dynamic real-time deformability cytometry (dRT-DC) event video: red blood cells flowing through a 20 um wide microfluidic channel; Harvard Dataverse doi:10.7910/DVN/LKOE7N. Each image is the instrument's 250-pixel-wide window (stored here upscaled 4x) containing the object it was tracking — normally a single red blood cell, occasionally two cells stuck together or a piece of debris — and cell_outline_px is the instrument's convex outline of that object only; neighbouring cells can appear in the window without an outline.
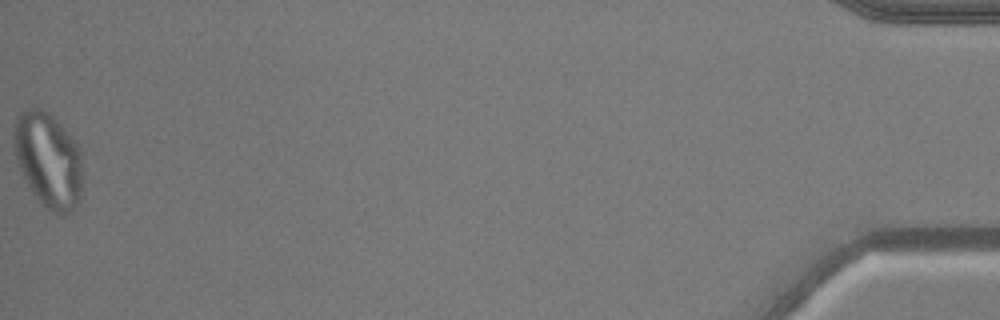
{"species": "common noctule bat (a hibernating species)", "species_latin": "Nyctalus noctula", "temperature_condition": "warm", "stored_images_in_passage": 51, "camera_frame_rate_fps": 3000, "um_per_image_px": 0.085, "animal": {"sex": "male", "body_mass_g": 20.5, "forearm_length_mm": 52.5}, "frame": {"image": 1, "passage_image": 51, "time_ms": 16.667, "image_size_px": [1000, 320], "cell_outline_px": [[80, 200], [72, 208], [60, 216], [52, 212], [32, 192], [20, 172], [16, 160], [12, 144], [16, 116], [20, 108], [32, 104], [48, 112], [80, 144]], "centroid_in_image_um": [4.04, 13.5], "position_along_channel_um": 431.2, "area_um2": 38.44}}